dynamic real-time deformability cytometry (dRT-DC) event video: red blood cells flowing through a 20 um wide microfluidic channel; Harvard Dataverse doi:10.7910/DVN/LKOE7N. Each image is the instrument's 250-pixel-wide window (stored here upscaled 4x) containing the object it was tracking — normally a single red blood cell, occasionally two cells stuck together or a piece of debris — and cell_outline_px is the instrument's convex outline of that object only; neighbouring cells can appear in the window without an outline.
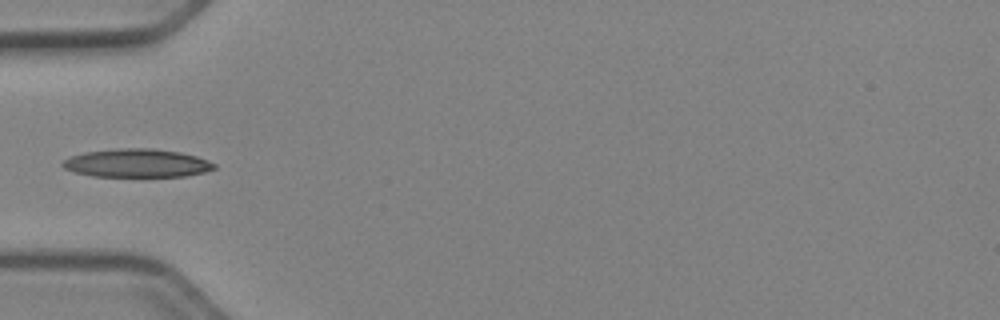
{"species": "Egyptian fruit bat (a non-hibernating species)", "species_latin": "Rousettus aegyptiacus", "temperature_condition": "cold", "stored_images_in_passage": 35, "camera_frame_rate_fps": 3000, "um_per_image_px": 0.085, "animal": {"sex": "female"}, "frame": {"image": 1, "passage_image": 1, "time_ms": 0.0, "image_size_px": [1000, 320], "cell_outline_px": [[216, 168], [204, 172], [184, 176], [92, 176], [72, 172], [64, 168], [60, 164], [64, 160], [72, 156], [84, 152], [116, 148], [152, 148], [180, 152], [196, 156], [208, 160], [216, 164]], "centroid_in_image_um": [11.62, 13.86], "position_along_channel_um": 73.4, "area_um2": 25.09}}
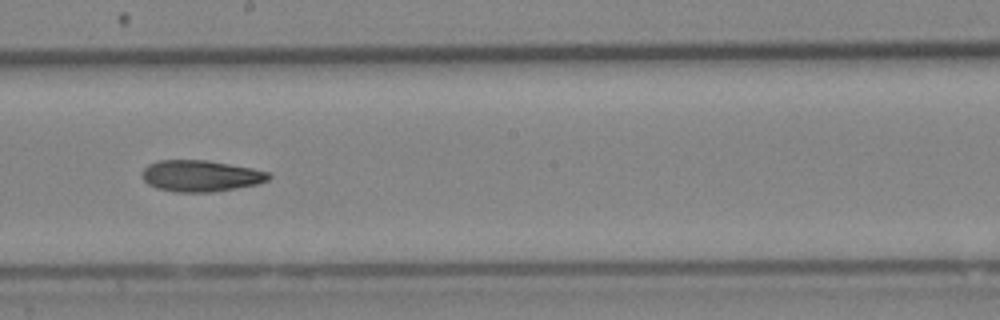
{"frame": {"image": 2, "passage_image": 13, "time_ms": 4.0, "image_size_px": [1000, 320], "cell_outline_px": [[272, 176], [268, 180], [256, 184], [236, 188], [212, 192], [176, 192], [156, 188], [148, 184], [140, 176], [140, 172], [148, 164], [160, 160], [208, 160], [252, 168], [268, 172]], "centroid_in_image_um": [17.02, 14.95], "position_along_channel_um": 231.2, "area_um2": 23.24}}
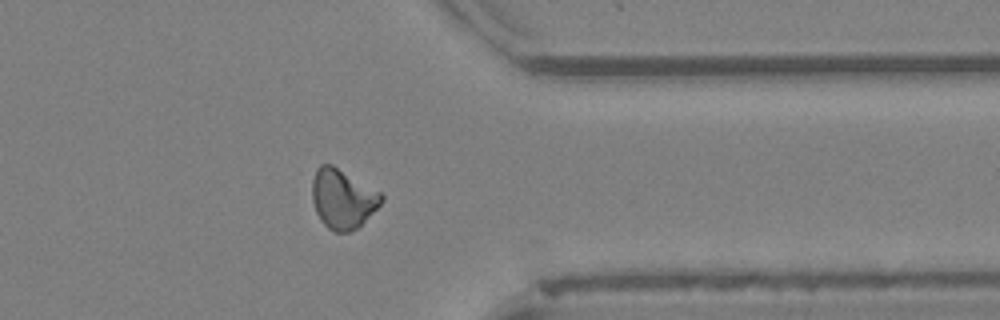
{"frame": {"image": 3, "passage_image": 25, "time_ms": 8.0, "image_size_px": [1000, 320], "cell_outline_px": [[384, 200], [356, 228], [348, 232], [336, 232], [328, 228], [320, 220], [316, 212], [312, 200], [312, 180], [316, 168], [320, 164], [332, 164], [380, 192], [384, 196]], "centroid_in_image_um": [29.09, 16.88], "position_along_channel_um": 382.3, "area_um2": 23.76}}